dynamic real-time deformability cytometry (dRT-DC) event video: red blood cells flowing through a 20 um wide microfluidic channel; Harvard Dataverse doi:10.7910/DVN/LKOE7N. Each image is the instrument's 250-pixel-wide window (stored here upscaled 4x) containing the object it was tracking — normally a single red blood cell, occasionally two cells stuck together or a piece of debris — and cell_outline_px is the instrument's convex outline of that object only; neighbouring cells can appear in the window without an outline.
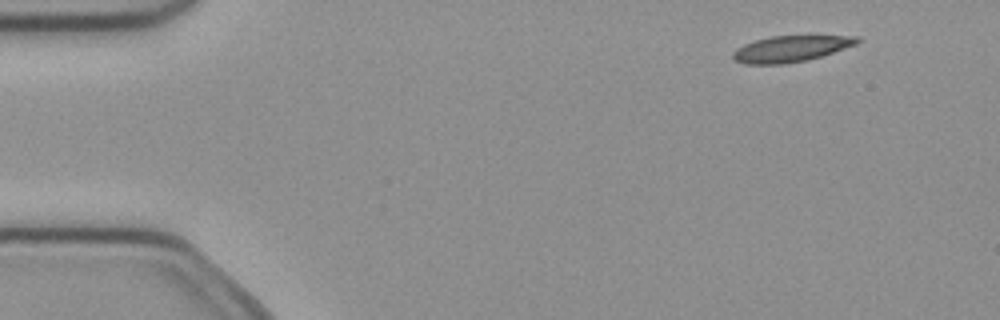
{"species": "common noctule bat (a hibernating species)", "species_latin": "Nyctalus noctula", "temperature_condition": "cold", "stored_images_in_passage": 6, "camera_frame_rate_fps": 3000, "um_per_image_px": 0.085, "animal": {"sex": "female", "body_mass_g": 21.9}, "frame": {"image": 1, "passage_image": 2, "time_ms": 0.333, "image_size_px": [1000, 320], "cell_outline_px": [[860, 40], [856, 44], [808, 60], [784, 64], [744, 64], [736, 60], [732, 56], [732, 52], [736, 48], [744, 44], [756, 40], [772, 36], [860, 36]], "centroid_in_image_um": [67.18, 4.15], "position_along_channel_um": 17.8, "area_um2": 18.73}}
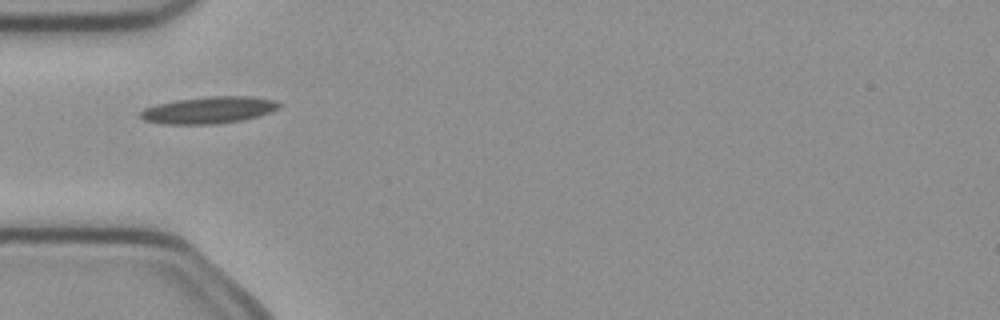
{"frame": {"image": 2, "passage_image": 5, "time_ms": 1.333, "image_size_px": [1000, 320], "cell_outline_px": [[284, 104], [280, 108], [256, 116], [240, 120], [216, 124], [164, 124], [144, 120], [140, 116], [140, 112], [144, 108], [156, 104], [176, 100], [212, 96], [252, 96], [276, 100]], "centroid_in_image_um": [17.76, 9.34], "position_along_channel_um": 67.2, "area_um2": 21.68}}